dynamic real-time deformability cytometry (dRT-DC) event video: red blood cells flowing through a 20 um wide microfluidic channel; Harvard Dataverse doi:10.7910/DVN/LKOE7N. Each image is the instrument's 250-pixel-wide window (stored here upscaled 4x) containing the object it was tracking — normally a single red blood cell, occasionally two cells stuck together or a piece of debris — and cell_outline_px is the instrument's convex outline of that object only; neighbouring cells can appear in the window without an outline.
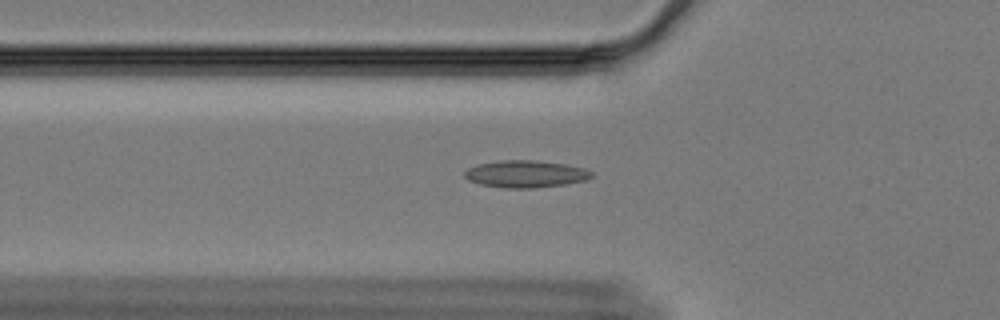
{"species": "Egyptian fruit bat (a non-hibernating species)", "species_latin": "Rousettus aegyptiacus", "temperature_condition": "cold", "stored_images_in_passage": 35, "camera_frame_rate_fps": 3000, "um_per_image_px": 0.085, "animal": {"sex": "female"}, "frame": {"image": 1, "passage_image": 2, "time_ms": 0.333, "image_size_px": [1000, 320], "cell_outline_px": [[596, 176], [588, 180], [564, 184], [532, 188], [504, 188], [480, 184], [468, 180], [464, 176], [464, 172], [468, 168], [476, 164], [500, 160], [536, 160], [568, 164], [584, 168], [592, 172]], "centroid_in_image_um": [44.7, 14.78], "position_along_channel_um": 81.1, "area_um2": 20.35}}
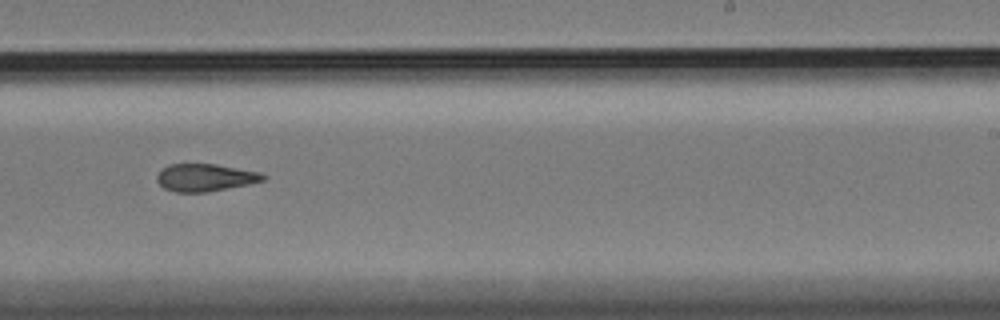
{"frame": {"image": 2, "passage_image": 19, "time_ms": 6.0, "image_size_px": [1000, 320], "cell_outline_px": [[268, 176], [264, 180], [248, 184], [208, 192], [176, 192], [164, 188], [156, 180], [156, 176], [160, 168], [168, 164], [216, 164], [260, 172]], "centroid_in_image_um": [17.41, 15.08], "position_along_channel_um": 271.6, "area_um2": 17.11}}
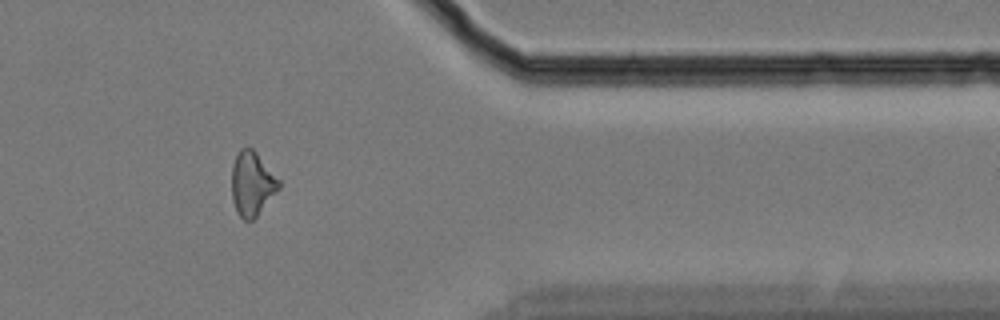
{"frame": {"image": 3, "passage_image": 31, "time_ms": 10.0, "image_size_px": [1000, 320], "cell_outline_px": [[280, 188], [256, 216], [252, 220], [244, 220], [236, 212], [232, 200], [232, 164], [240, 148], [252, 148], [256, 152], [280, 180]], "centroid_in_image_um": [21.41, 15.62], "position_along_channel_um": 390.0, "area_um2": 17.51}, "authors_computed_cell_mechanics": {"area_um2": 17.5134, "velocity_mm_per_s": 3.356, "shape_relaxation_time_tau1_ms": null, "shape_relaxation_time_tau2_ms": 5.1016, "deformation_change_tau1": null, "deformation_change_tau2": 0.1222}}